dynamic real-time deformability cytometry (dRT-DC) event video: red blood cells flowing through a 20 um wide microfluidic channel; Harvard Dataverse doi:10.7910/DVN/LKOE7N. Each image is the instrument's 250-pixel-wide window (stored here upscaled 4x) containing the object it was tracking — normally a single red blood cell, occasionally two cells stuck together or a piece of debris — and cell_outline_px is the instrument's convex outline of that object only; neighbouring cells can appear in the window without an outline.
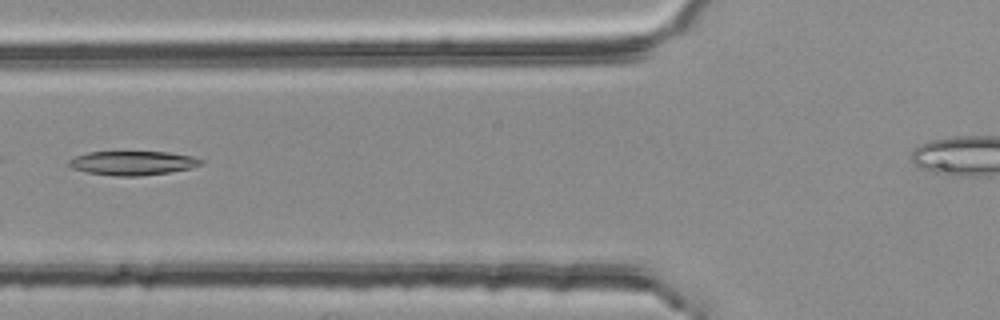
{"species": "common noctule bat (a hibernating species)", "species_latin": "Nyctalus noctula", "temperature_condition": "room temperature", "stored_images_in_passage": 6, "camera_frame_rate_fps": 3000, "um_per_image_px": 0.085, "animal": {"sex": "female", "body_mass_g": 25.1}, "frame": {"image": 1, "passage_image": 5, "time_ms": 1.333, "image_size_px": [1000, 320], "cell_outline_px": [[204, 164], [192, 168], [168, 172], [140, 176], [116, 176], [88, 172], [72, 168], [68, 164], [68, 160], [76, 156], [88, 152], [168, 152], [192, 156], [204, 160]], "centroid_in_image_um": [11.31, 13.85], "position_along_channel_um": 114.5, "area_um2": 18.5}}